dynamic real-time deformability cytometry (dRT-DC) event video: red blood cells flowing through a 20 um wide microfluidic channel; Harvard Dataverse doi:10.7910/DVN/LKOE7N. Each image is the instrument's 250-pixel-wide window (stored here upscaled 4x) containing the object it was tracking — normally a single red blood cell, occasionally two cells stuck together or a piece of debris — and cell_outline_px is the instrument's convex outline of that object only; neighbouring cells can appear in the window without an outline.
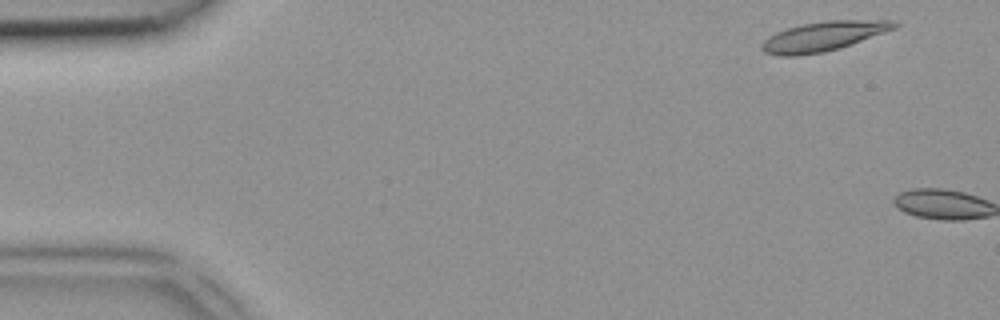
{"species": "common noctule bat (a hibernating species)", "species_latin": "Nyctalus noctula", "temperature_condition": "room temperature", "stored_images_in_passage": 4, "camera_frame_rate_fps": 3000, "um_per_image_px": 0.085, "animal": {"sex": "female", "body_mass_g": 18.4}, "frame": {"image": 1, "passage_image": 3, "time_ms": 0.667, "image_size_px": [1000, 320], "cell_outline_px": [[900, 24], [896, 28], [840, 48], [824, 52], [796, 56], [780, 56], [764, 52], [760, 48], [760, 44], [768, 36], [776, 32], [788, 28], [804, 24], [828, 20], [892, 20]], "centroid_in_image_um": [69.97, 3.09], "position_along_channel_um": 15.0, "area_um2": 22.77}}